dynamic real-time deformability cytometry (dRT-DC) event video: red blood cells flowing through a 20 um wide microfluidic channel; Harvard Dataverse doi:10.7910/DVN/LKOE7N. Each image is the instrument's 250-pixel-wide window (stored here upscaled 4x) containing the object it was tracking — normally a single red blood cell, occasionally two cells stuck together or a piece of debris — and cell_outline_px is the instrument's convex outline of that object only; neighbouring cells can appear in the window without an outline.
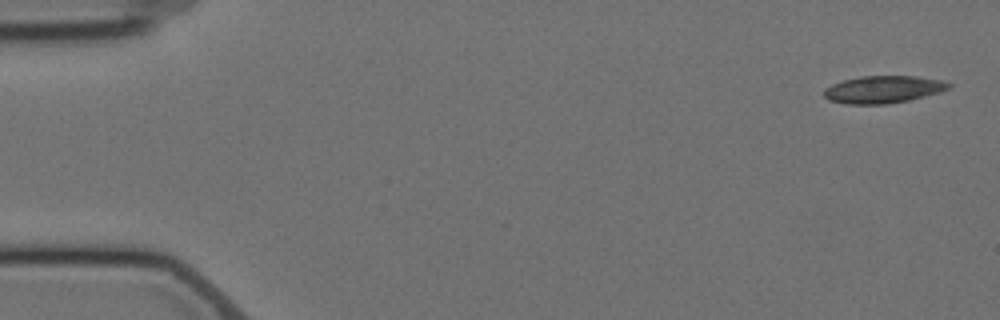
{"species": "Egyptian fruit bat (a non-hibernating species)", "species_latin": "Rousettus aegyptiacus", "temperature_condition": "cold", "stored_images_in_passage": 4, "camera_frame_rate_fps": 3000, "um_per_image_px": 0.085, "animal": {"sex": "female"}, "frame": {"image": 1, "passage_image": 1, "time_ms": 0.0, "image_size_px": [1000, 320], "cell_outline_px": [[952, 88], [940, 92], [908, 100], [888, 104], [848, 104], [828, 100], [824, 96], [824, 88], [832, 84], [844, 80], [860, 76], [916, 76], [940, 80], [952, 84]], "centroid_in_image_um": [75.07, 7.6], "position_along_channel_um": 9.9, "area_um2": 19.88}}
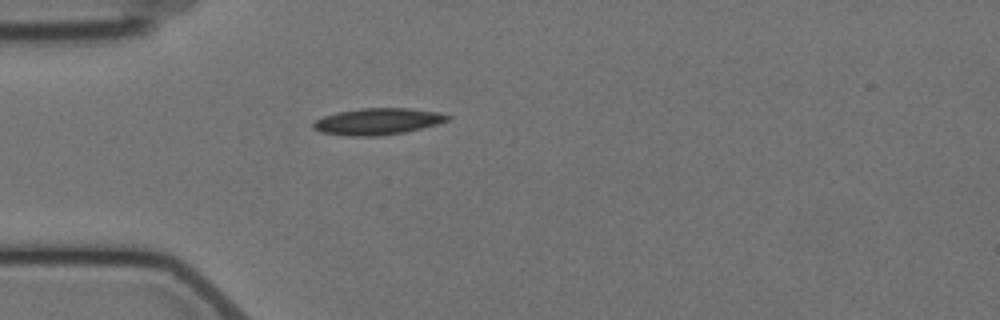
{"frame": {"image": 2, "passage_image": 4, "time_ms": 4.667, "image_size_px": [1000, 320], "cell_outline_px": [[452, 116], [448, 120], [436, 124], [404, 132], [376, 136], [348, 136], [320, 132], [312, 128], [312, 124], [316, 120], [324, 116], [336, 112], [364, 108], [408, 108], [436, 112]], "centroid_in_image_um": [32.05, 10.32], "position_along_channel_um": 52.9, "area_um2": 20.58}}